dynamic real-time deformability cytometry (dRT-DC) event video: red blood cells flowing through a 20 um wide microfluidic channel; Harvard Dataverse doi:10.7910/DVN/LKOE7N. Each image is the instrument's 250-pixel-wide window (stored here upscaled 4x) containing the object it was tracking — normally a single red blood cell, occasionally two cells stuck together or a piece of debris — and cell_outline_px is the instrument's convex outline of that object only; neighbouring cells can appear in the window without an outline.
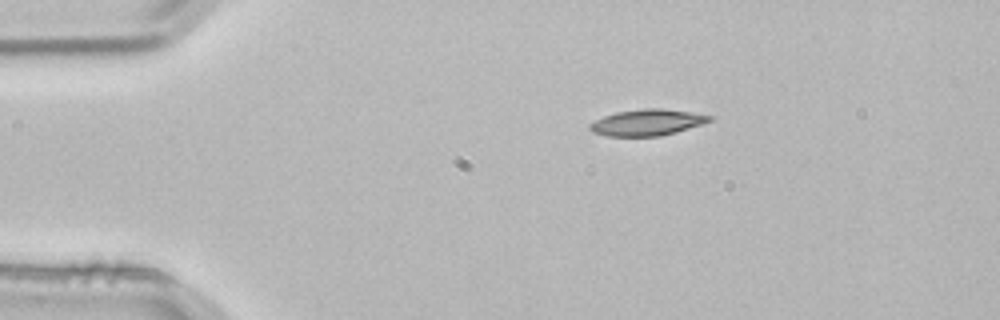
{"species": "common noctule bat (a hibernating species)", "species_latin": "Nyctalus noctula", "temperature_condition": "room temperature", "stored_images_in_passage": 2, "camera_frame_rate_fps": 3000, "um_per_image_px": 0.085, "animal": {"sex": "male", "body_mass_g": 21.5, "forearm_length_mm": 52.0}, "frame": {"image": 1, "passage_image": 2, "time_ms": 0.333, "image_size_px": [1000, 320], "cell_outline_px": [[712, 120], [704, 124], [676, 132], [660, 136], [608, 136], [592, 132], [588, 128], [588, 124], [604, 116], [616, 112], [644, 108], [660, 108], [692, 112], [712, 116]], "centroid_in_image_um": [55.01, 10.41], "position_along_channel_um": 30.0, "area_um2": 18.38}}